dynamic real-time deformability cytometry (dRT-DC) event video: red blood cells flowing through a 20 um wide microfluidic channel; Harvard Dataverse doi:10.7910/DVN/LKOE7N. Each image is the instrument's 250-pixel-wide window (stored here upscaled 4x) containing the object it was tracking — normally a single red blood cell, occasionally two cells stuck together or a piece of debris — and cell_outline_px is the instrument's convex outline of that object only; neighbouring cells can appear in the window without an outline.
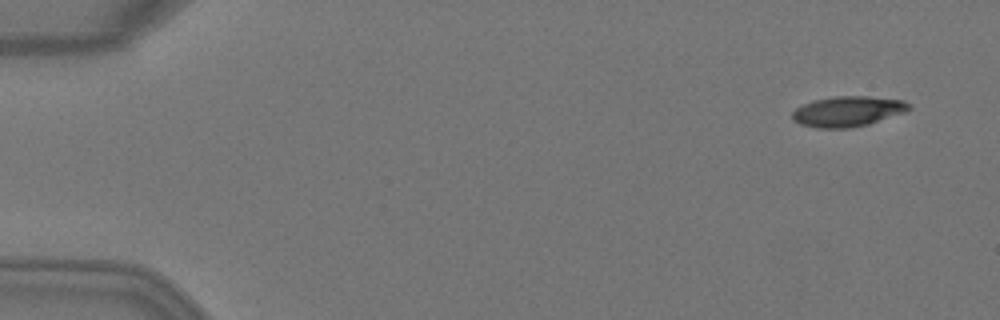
{"species": "Egyptian fruit bat (a non-hibernating species)", "species_latin": "Rousettus aegyptiacus", "temperature_condition": "warm", "stored_images_in_passage": 5, "camera_frame_rate_fps": 3000, "um_per_image_px": 0.085, "animal": {"sex": "female"}, "frame": {"image": 1, "passage_image": 1, "time_ms": 0.0, "image_size_px": [1000, 320], "cell_outline_px": [[912, 108], [904, 112], [868, 124], [848, 128], [816, 128], [800, 124], [792, 120], [792, 112], [796, 108], [812, 100], [836, 96], [868, 96], [904, 100]], "centroid_in_image_um": [72.03, 9.46], "position_along_channel_um": 13.0, "area_um2": 20.58}}